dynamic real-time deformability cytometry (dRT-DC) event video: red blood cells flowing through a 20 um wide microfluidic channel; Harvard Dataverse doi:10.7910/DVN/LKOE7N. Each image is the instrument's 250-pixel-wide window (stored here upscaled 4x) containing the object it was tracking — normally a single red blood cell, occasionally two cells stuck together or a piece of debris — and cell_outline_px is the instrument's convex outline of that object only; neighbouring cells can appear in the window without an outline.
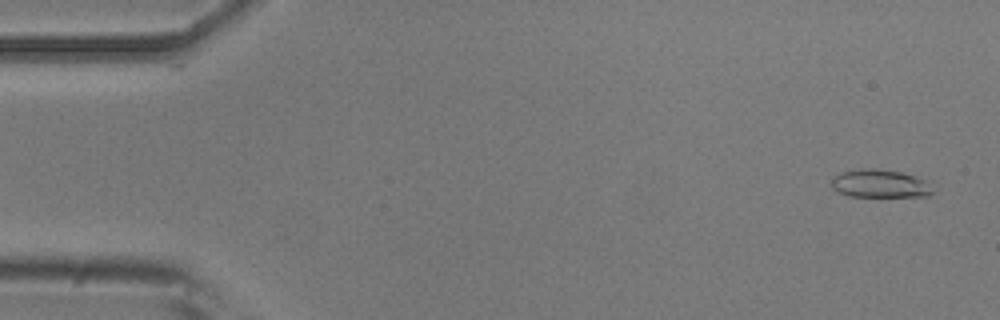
{"species": "common noctule bat (a hibernating species)", "species_latin": "Nyctalus noctula", "temperature_condition": "room temperature", "stored_images_in_passage": 48, "camera_frame_rate_fps": 3000, "um_per_image_px": 0.085, "animal": {"sex": "male", "body_mass_g": 20.5, "forearm_length_mm": 52.5}, "frame": {"image": 1, "passage_image": 3, "time_ms": 0.667, "image_size_px": [1000, 320], "cell_outline_px": [[932, 192], [928, 196], [848, 196], [832, 188], [832, 176], [840, 172], [860, 168], [872, 168], [900, 172], [924, 180]], "centroid_in_image_um": [74.7, 15.6], "position_along_channel_um": 10.3, "area_um2": 16.24}}
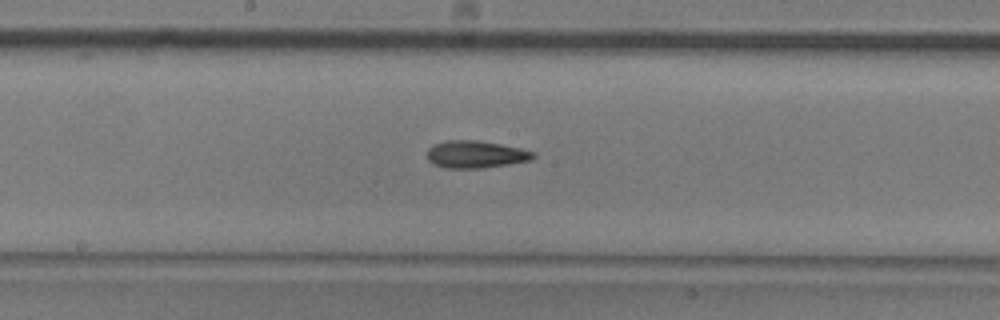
{"frame": {"image": 2, "passage_image": 28, "time_ms": 9.0, "image_size_px": [1000, 320], "cell_outline_px": [[536, 156], [532, 160], [484, 168], [444, 168], [432, 164], [428, 160], [428, 148], [432, 144], [444, 140], [476, 140], [500, 144], [520, 148], [536, 152]], "centroid_in_image_um": [40.42, 13.12], "position_along_channel_um": 207.8, "area_um2": 17.11}}
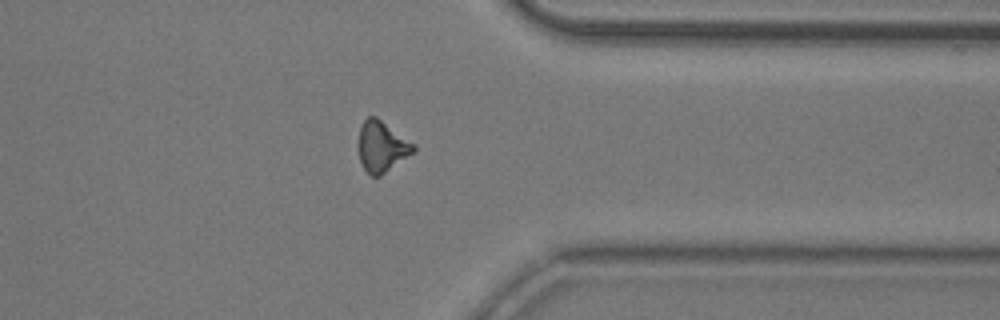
{"frame": {"image": 3, "passage_image": 42, "time_ms": 13.667, "image_size_px": [1000, 320], "cell_outline_px": [[416, 152], [380, 176], [372, 176], [364, 168], [360, 160], [356, 144], [360, 128], [364, 120], [368, 116], [376, 116], [416, 144]], "centroid_in_image_um": [32.46, 12.45], "position_along_channel_um": 378.9, "area_um2": 16.7}, "authors_computed_cell_mechanics": {"area_um2": 16.2418, "velocity_mm_per_s": 3.8299, "shape_relaxation_time_tau1_ms": 5.1298, "shape_relaxation_time_tau2_ms": 6.0706, "deformation_change_tau1": 0.1916, "deformation_change_tau2": 0.1775}}